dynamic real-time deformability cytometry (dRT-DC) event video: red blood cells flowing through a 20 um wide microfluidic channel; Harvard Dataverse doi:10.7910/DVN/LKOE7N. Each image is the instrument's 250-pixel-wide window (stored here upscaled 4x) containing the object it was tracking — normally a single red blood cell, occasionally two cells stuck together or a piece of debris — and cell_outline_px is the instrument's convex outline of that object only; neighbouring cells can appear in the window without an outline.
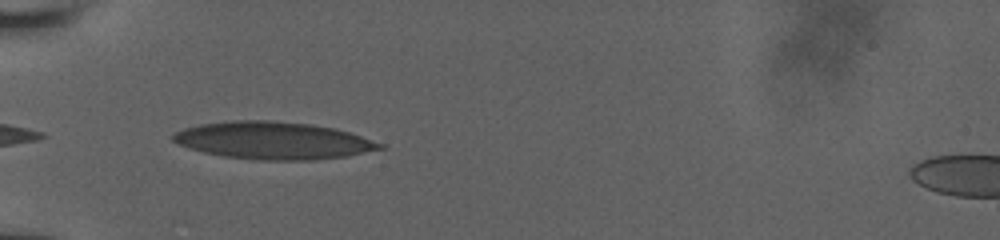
{"species": "human", "species_latin": "Homo sapiens", "temperature_condition": "room temperature", "stored_images_in_passage": 36, "camera_frame_rate_fps": 3000, "um_per_image_px": 0.085, "donor": {"sex": "male"}, "frame": {"image": 1, "passage_image": 1, "time_ms": 0.0, "image_size_px": [1000, 240], "cell_outline_px": [[384, 148], [348, 156], [312, 160], [256, 160], [224, 156], [204, 152], [180, 144], [172, 140], [172, 136], [176, 132], [184, 128], [200, 124], [232, 120], [268, 120], [312, 124], [336, 128], [384, 144]], "centroid_in_image_um": [23.24, 11.94], "position_along_channel_um": 61.8, "area_um2": 44.85}}
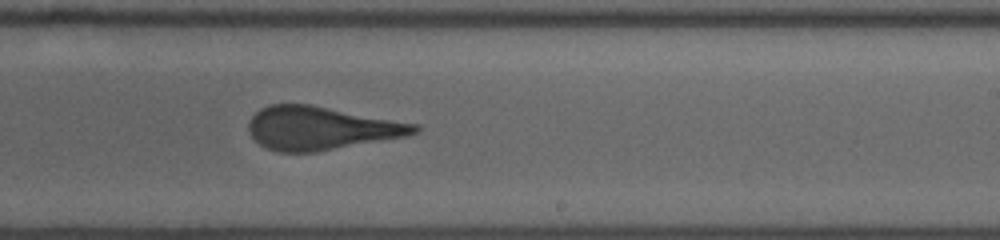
{"frame": {"image": 2, "passage_image": 17, "time_ms": 5.333, "image_size_px": [1000, 240], "cell_outline_px": [[420, 128], [416, 132], [404, 136], [316, 152], [276, 152], [260, 144], [248, 132], [248, 120], [260, 108], [268, 104], [308, 104], [420, 124]], "centroid_in_image_um": [27.24, 10.88], "position_along_channel_um": 261.8, "area_um2": 41.62}}
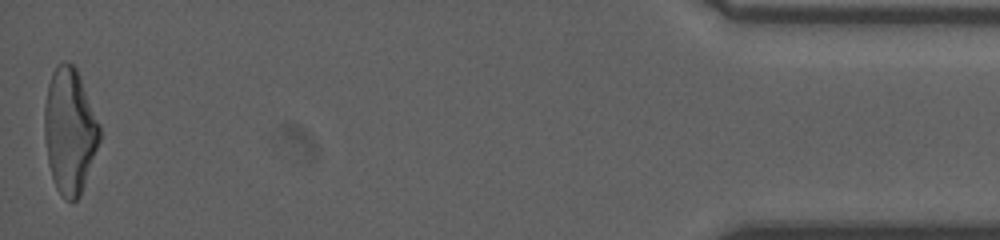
{"frame": {"image": 3, "passage_image": 36, "time_ms": 11.667, "image_size_px": [1000, 240], "cell_outline_px": [[100, 140], [80, 196], [72, 204], [64, 200], [60, 196], [56, 188], [48, 164], [44, 136], [44, 108], [48, 84], [52, 72], [56, 64], [64, 60], [68, 60], [76, 68], [100, 124]], "centroid_in_image_um": [5.91, 11.14], "position_along_channel_um": 429.3, "area_um2": 40.63}, "authors_computed_cell_mechanics": {"area_um2": 42.1362, "velocity_mm_per_s": 3.9222, "shape_relaxation_time_tau1_ms": 8.9434, "shape_relaxation_time_tau2_ms": 0.8936, "deformation_change_tau1": 0.2828, "deformation_change_tau2": 0.1006}}